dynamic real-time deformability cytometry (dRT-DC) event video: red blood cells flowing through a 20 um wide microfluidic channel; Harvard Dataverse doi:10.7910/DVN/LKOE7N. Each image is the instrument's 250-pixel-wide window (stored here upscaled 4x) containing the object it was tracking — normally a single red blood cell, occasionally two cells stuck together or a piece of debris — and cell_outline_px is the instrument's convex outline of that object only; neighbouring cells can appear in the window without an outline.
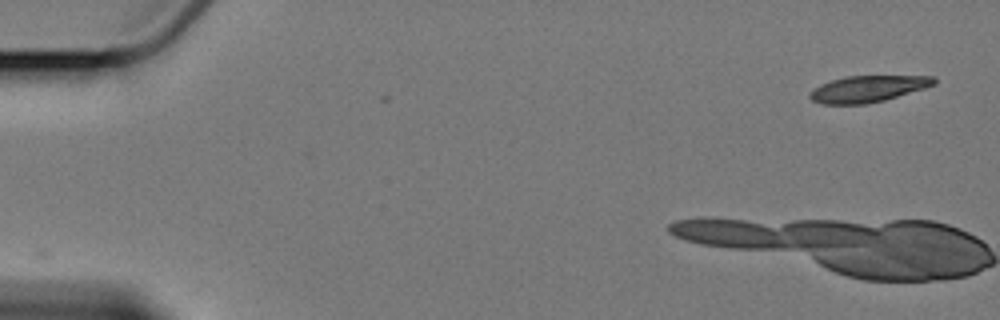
{"species": "Egyptian fruit bat (a non-hibernating species)", "species_latin": "Rousettus aegyptiacus", "temperature_condition": "cold", "stored_images_in_passage": 4, "camera_frame_rate_fps": 3000, "um_per_image_px": 0.085, "animal": {"sex": "female"}, "frame": {"image": 1, "passage_image": 1, "time_ms": 0.0, "image_size_px": [1000, 320], "cell_outline_px": [[936, 84], [924, 88], [884, 100], [864, 104], [820, 104], [812, 100], [808, 96], [808, 92], [820, 84], [832, 80], [848, 76], [936, 76]], "centroid_in_image_um": [73.74, 7.55], "position_along_channel_um": 11.3, "area_um2": 19.07}}